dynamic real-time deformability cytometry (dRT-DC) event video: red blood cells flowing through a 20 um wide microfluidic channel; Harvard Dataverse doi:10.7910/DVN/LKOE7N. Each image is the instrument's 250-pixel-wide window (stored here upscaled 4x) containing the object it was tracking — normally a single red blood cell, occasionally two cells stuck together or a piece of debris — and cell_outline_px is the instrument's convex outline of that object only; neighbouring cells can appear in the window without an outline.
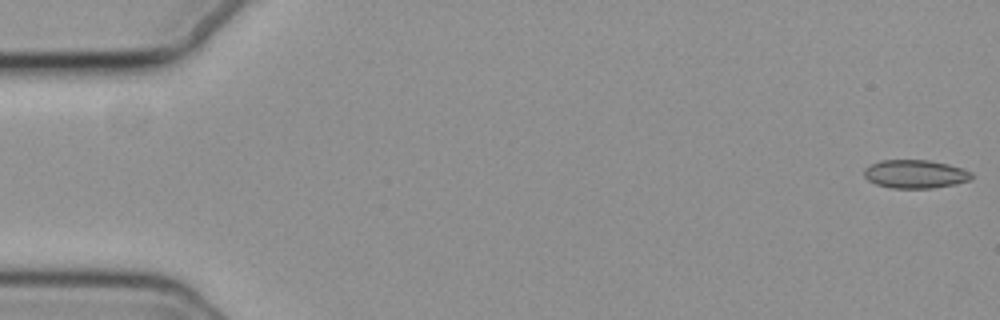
{"species": "common noctule bat (a hibernating species)", "species_latin": "Nyctalus noctula", "temperature_condition": "cold", "stored_images_in_passage": 56, "camera_frame_rate_fps": 3000, "um_per_image_px": 0.085, "animal": {"sex": "female", "body_mass_g": 19.3, "forearm_length_mm": 54.1}, "frame": {"image": 1, "passage_image": 1, "time_ms": 0.0, "image_size_px": [1000, 320], "cell_outline_px": [[972, 180], [956, 184], [932, 188], [892, 188], [876, 184], [868, 180], [864, 176], [864, 168], [880, 160], [928, 160], [948, 164], [972, 172]], "centroid_in_image_um": [77.8, 14.8], "position_along_channel_um": 7.2, "area_um2": 17.8}}
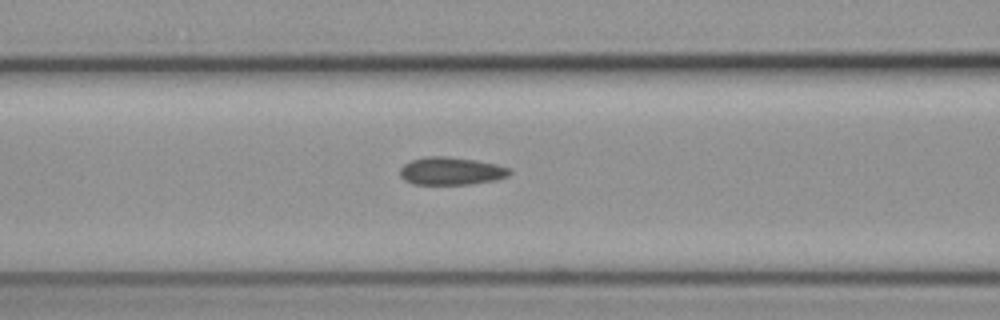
{"frame": {"image": 2, "passage_image": 23, "time_ms": 7.333, "image_size_px": [1000, 320], "cell_outline_px": [[512, 172], [508, 176], [496, 180], [472, 184], [412, 184], [404, 180], [400, 176], [400, 168], [404, 164], [412, 160], [424, 156], [448, 156], [476, 160], [496, 164], [512, 168]], "centroid_in_image_um": [38.36, 14.53], "position_along_channel_um": 128.2, "area_um2": 17.98}}
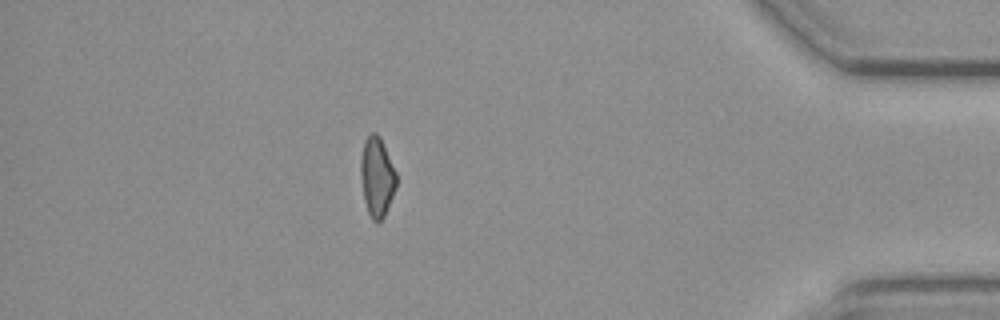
{"frame": {"image": 3, "passage_image": 49, "time_ms": 16.0, "image_size_px": [1000, 320], "cell_outline_px": [[396, 188], [384, 216], [376, 224], [372, 220], [368, 212], [364, 200], [360, 176], [360, 160], [364, 140], [372, 132], [376, 132], [380, 136], [396, 172]], "centroid_in_image_um": [32.02, 15.03], "position_along_channel_um": 403.2, "area_um2": 16.59}, "authors_computed_cell_mechanics": {"area_um2": 17.7157, "velocity_mm_per_s": 3.726, "shape_relaxation_time_tau1_ms": null, "shape_relaxation_time_tau2_ms": 4.3185, "deformation_change_tau1": null, "deformation_change_tau2": 0.0855}}